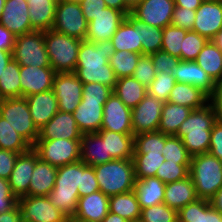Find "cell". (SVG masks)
Segmentation results:
<instances>
[{"label":"cell","mask_w":222,"mask_h":222,"mask_svg":"<svg viewBox=\"0 0 222 222\" xmlns=\"http://www.w3.org/2000/svg\"><path fill=\"white\" fill-rule=\"evenodd\" d=\"M219 119L217 107L212 103L190 112L175 136L180 138L191 156L209 153L213 125Z\"/></svg>","instance_id":"1"},{"label":"cell","mask_w":222,"mask_h":222,"mask_svg":"<svg viewBox=\"0 0 222 222\" xmlns=\"http://www.w3.org/2000/svg\"><path fill=\"white\" fill-rule=\"evenodd\" d=\"M83 162L57 167L55 185L47 196L50 202L61 210L68 219L74 217L79 200L78 188H81Z\"/></svg>","instance_id":"2"},{"label":"cell","mask_w":222,"mask_h":222,"mask_svg":"<svg viewBox=\"0 0 222 222\" xmlns=\"http://www.w3.org/2000/svg\"><path fill=\"white\" fill-rule=\"evenodd\" d=\"M100 191L111 196L134 190L135 171L133 160L114 159L93 166Z\"/></svg>","instance_id":"3"},{"label":"cell","mask_w":222,"mask_h":222,"mask_svg":"<svg viewBox=\"0 0 222 222\" xmlns=\"http://www.w3.org/2000/svg\"><path fill=\"white\" fill-rule=\"evenodd\" d=\"M189 169L198 198L209 200L222 187V161L210 153L192 156Z\"/></svg>","instance_id":"4"},{"label":"cell","mask_w":222,"mask_h":222,"mask_svg":"<svg viewBox=\"0 0 222 222\" xmlns=\"http://www.w3.org/2000/svg\"><path fill=\"white\" fill-rule=\"evenodd\" d=\"M44 40L50 65L55 72H74L82 40L52 29L44 31Z\"/></svg>","instance_id":"5"},{"label":"cell","mask_w":222,"mask_h":222,"mask_svg":"<svg viewBox=\"0 0 222 222\" xmlns=\"http://www.w3.org/2000/svg\"><path fill=\"white\" fill-rule=\"evenodd\" d=\"M0 116L31 146L39 138V130L33 122L25 97L1 99Z\"/></svg>","instance_id":"6"},{"label":"cell","mask_w":222,"mask_h":222,"mask_svg":"<svg viewBox=\"0 0 222 222\" xmlns=\"http://www.w3.org/2000/svg\"><path fill=\"white\" fill-rule=\"evenodd\" d=\"M12 58L20 66L51 67L45 47L44 31H33L17 36Z\"/></svg>","instance_id":"7"},{"label":"cell","mask_w":222,"mask_h":222,"mask_svg":"<svg viewBox=\"0 0 222 222\" xmlns=\"http://www.w3.org/2000/svg\"><path fill=\"white\" fill-rule=\"evenodd\" d=\"M32 149L40 160L55 167L80 161V140H37Z\"/></svg>","instance_id":"8"},{"label":"cell","mask_w":222,"mask_h":222,"mask_svg":"<svg viewBox=\"0 0 222 222\" xmlns=\"http://www.w3.org/2000/svg\"><path fill=\"white\" fill-rule=\"evenodd\" d=\"M87 29L88 21L84 17L80 2L58 0L52 30L85 40Z\"/></svg>","instance_id":"9"},{"label":"cell","mask_w":222,"mask_h":222,"mask_svg":"<svg viewBox=\"0 0 222 222\" xmlns=\"http://www.w3.org/2000/svg\"><path fill=\"white\" fill-rule=\"evenodd\" d=\"M23 222H69L47 196H23L18 199Z\"/></svg>","instance_id":"10"},{"label":"cell","mask_w":222,"mask_h":222,"mask_svg":"<svg viewBox=\"0 0 222 222\" xmlns=\"http://www.w3.org/2000/svg\"><path fill=\"white\" fill-rule=\"evenodd\" d=\"M52 90L58 100L59 111L73 113L81 102L83 83L74 72L56 73Z\"/></svg>","instance_id":"11"},{"label":"cell","mask_w":222,"mask_h":222,"mask_svg":"<svg viewBox=\"0 0 222 222\" xmlns=\"http://www.w3.org/2000/svg\"><path fill=\"white\" fill-rule=\"evenodd\" d=\"M174 8V0H142L130 15L141 23L163 29L171 24Z\"/></svg>","instance_id":"12"},{"label":"cell","mask_w":222,"mask_h":222,"mask_svg":"<svg viewBox=\"0 0 222 222\" xmlns=\"http://www.w3.org/2000/svg\"><path fill=\"white\" fill-rule=\"evenodd\" d=\"M163 104L164 102L154 96L148 93L145 95L131 112L133 135L158 131Z\"/></svg>","instance_id":"13"},{"label":"cell","mask_w":222,"mask_h":222,"mask_svg":"<svg viewBox=\"0 0 222 222\" xmlns=\"http://www.w3.org/2000/svg\"><path fill=\"white\" fill-rule=\"evenodd\" d=\"M131 112L132 109L127 107L120 98L112 92L103 107V118L100 130L133 133Z\"/></svg>","instance_id":"14"},{"label":"cell","mask_w":222,"mask_h":222,"mask_svg":"<svg viewBox=\"0 0 222 222\" xmlns=\"http://www.w3.org/2000/svg\"><path fill=\"white\" fill-rule=\"evenodd\" d=\"M127 16L114 8L106 7L88 22L86 41H110L118 27Z\"/></svg>","instance_id":"15"},{"label":"cell","mask_w":222,"mask_h":222,"mask_svg":"<svg viewBox=\"0 0 222 222\" xmlns=\"http://www.w3.org/2000/svg\"><path fill=\"white\" fill-rule=\"evenodd\" d=\"M222 29V1H204L197 9L194 32L213 40Z\"/></svg>","instance_id":"16"},{"label":"cell","mask_w":222,"mask_h":222,"mask_svg":"<svg viewBox=\"0 0 222 222\" xmlns=\"http://www.w3.org/2000/svg\"><path fill=\"white\" fill-rule=\"evenodd\" d=\"M55 74L52 67L20 66L21 97L52 90Z\"/></svg>","instance_id":"17"},{"label":"cell","mask_w":222,"mask_h":222,"mask_svg":"<svg viewBox=\"0 0 222 222\" xmlns=\"http://www.w3.org/2000/svg\"><path fill=\"white\" fill-rule=\"evenodd\" d=\"M27 0H6L0 17V24L16 37L35 31L30 22Z\"/></svg>","instance_id":"18"},{"label":"cell","mask_w":222,"mask_h":222,"mask_svg":"<svg viewBox=\"0 0 222 222\" xmlns=\"http://www.w3.org/2000/svg\"><path fill=\"white\" fill-rule=\"evenodd\" d=\"M82 132L78 129L72 113L58 111L39 130L37 140L70 139L81 140Z\"/></svg>","instance_id":"19"},{"label":"cell","mask_w":222,"mask_h":222,"mask_svg":"<svg viewBox=\"0 0 222 222\" xmlns=\"http://www.w3.org/2000/svg\"><path fill=\"white\" fill-rule=\"evenodd\" d=\"M34 167L35 151L32 148L18 155L8 179L11 192L17 199L28 194Z\"/></svg>","instance_id":"20"},{"label":"cell","mask_w":222,"mask_h":222,"mask_svg":"<svg viewBox=\"0 0 222 222\" xmlns=\"http://www.w3.org/2000/svg\"><path fill=\"white\" fill-rule=\"evenodd\" d=\"M33 122L40 130L59 111L58 100L53 90L25 97Z\"/></svg>","instance_id":"21"},{"label":"cell","mask_w":222,"mask_h":222,"mask_svg":"<svg viewBox=\"0 0 222 222\" xmlns=\"http://www.w3.org/2000/svg\"><path fill=\"white\" fill-rule=\"evenodd\" d=\"M115 52L110 41L90 42L82 40L80 43L76 67H94L107 64Z\"/></svg>","instance_id":"22"},{"label":"cell","mask_w":222,"mask_h":222,"mask_svg":"<svg viewBox=\"0 0 222 222\" xmlns=\"http://www.w3.org/2000/svg\"><path fill=\"white\" fill-rule=\"evenodd\" d=\"M176 82L191 84L202 89L210 97L215 91V82L195 61H179L174 69Z\"/></svg>","instance_id":"23"},{"label":"cell","mask_w":222,"mask_h":222,"mask_svg":"<svg viewBox=\"0 0 222 222\" xmlns=\"http://www.w3.org/2000/svg\"><path fill=\"white\" fill-rule=\"evenodd\" d=\"M108 213L109 196L99 190L79 198L74 217L71 219L101 222Z\"/></svg>","instance_id":"24"},{"label":"cell","mask_w":222,"mask_h":222,"mask_svg":"<svg viewBox=\"0 0 222 222\" xmlns=\"http://www.w3.org/2000/svg\"><path fill=\"white\" fill-rule=\"evenodd\" d=\"M80 160L88 166H95L114 160L107 156L106 140L97 133H82Z\"/></svg>","instance_id":"25"},{"label":"cell","mask_w":222,"mask_h":222,"mask_svg":"<svg viewBox=\"0 0 222 222\" xmlns=\"http://www.w3.org/2000/svg\"><path fill=\"white\" fill-rule=\"evenodd\" d=\"M57 167L38 158L35 152V167L26 196H48L55 185Z\"/></svg>","instance_id":"26"},{"label":"cell","mask_w":222,"mask_h":222,"mask_svg":"<svg viewBox=\"0 0 222 222\" xmlns=\"http://www.w3.org/2000/svg\"><path fill=\"white\" fill-rule=\"evenodd\" d=\"M197 199L196 189L190 175L182 180L167 183L165 186L163 203L177 211Z\"/></svg>","instance_id":"27"},{"label":"cell","mask_w":222,"mask_h":222,"mask_svg":"<svg viewBox=\"0 0 222 222\" xmlns=\"http://www.w3.org/2000/svg\"><path fill=\"white\" fill-rule=\"evenodd\" d=\"M105 102L81 101L72 113L82 133L98 132L101 129Z\"/></svg>","instance_id":"28"},{"label":"cell","mask_w":222,"mask_h":222,"mask_svg":"<svg viewBox=\"0 0 222 222\" xmlns=\"http://www.w3.org/2000/svg\"><path fill=\"white\" fill-rule=\"evenodd\" d=\"M167 102L195 110L210 103L211 97L198 87L191 84L176 82Z\"/></svg>","instance_id":"29"},{"label":"cell","mask_w":222,"mask_h":222,"mask_svg":"<svg viewBox=\"0 0 222 222\" xmlns=\"http://www.w3.org/2000/svg\"><path fill=\"white\" fill-rule=\"evenodd\" d=\"M97 133L106 140L107 156L113 159L132 160L135 147L133 133H118L110 130H100Z\"/></svg>","instance_id":"30"},{"label":"cell","mask_w":222,"mask_h":222,"mask_svg":"<svg viewBox=\"0 0 222 222\" xmlns=\"http://www.w3.org/2000/svg\"><path fill=\"white\" fill-rule=\"evenodd\" d=\"M166 184L157 177L136 180L134 191L141 209L163 203Z\"/></svg>","instance_id":"31"},{"label":"cell","mask_w":222,"mask_h":222,"mask_svg":"<svg viewBox=\"0 0 222 222\" xmlns=\"http://www.w3.org/2000/svg\"><path fill=\"white\" fill-rule=\"evenodd\" d=\"M111 42L115 51H128L142 54L141 30L126 17L116 33L112 36Z\"/></svg>","instance_id":"32"},{"label":"cell","mask_w":222,"mask_h":222,"mask_svg":"<svg viewBox=\"0 0 222 222\" xmlns=\"http://www.w3.org/2000/svg\"><path fill=\"white\" fill-rule=\"evenodd\" d=\"M31 26L35 31L51 30L58 0H27Z\"/></svg>","instance_id":"33"},{"label":"cell","mask_w":222,"mask_h":222,"mask_svg":"<svg viewBox=\"0 0 222 222\" xmlns=\"http://www.w3.org/2000/svg\"><path fill=\"white\" fill-rule=\"evenodd\" d=\"M178 222H220L222 214L209 200L198 198L177 211Z\"/></svg>","instance_id":"34"},{"label":"cell","mask_w":222,"mask_h":222,"mask_svg":"<svg viewBox=\"0 0 222 222\" xmlns=\"http://www.w3.org/2000/svg\"><path fill=\"white\" fill-rule=\"evenodd\" d=\"M109 212L119 215L128 222L139 221L141 208L135 191L109 196Z\"/></svg>","instance_id":"35"},{"label":"cell","mask_w":222,"mask_h":222,"mask_svg":"<svg viewBox=\"0 0 222 222\" xmlns=\"http://www.w3.org/2000/svg\"><path fill=\"white\" fill-rule=\"evenodd\" d=\"M195 62L215 83L222 80V51L212 40L207 41Z\"/></svg>","instance_id":"36"},{"label":"cell","mask_w":222,"mask_h":222,"mask_svg":"<svg viewBox=\"0 0 222 222\" xmlns=\"http://www.w3.org/2000/svg\"><path fill=\"white\" fill-rule=\"evenodd\" d=\"M113 92L130 109L135 108L147 94V88L132 76L117 79Z\"/></svg>","instance_id":"37"},{"label":"cell","mask_w":222,"mask_h":222,"mask_svg":"<svg viewBox=\"0 0 222 222\" xmlns=\"http://www.w3.org/2000/svg\"><path fill=\"white\" fill-rule=\"evenodd\" d=\"M192 109L170 102L163 104L158 131L167 135H175L180 125L187 119Z\"/></svg>","instance_id":"38"},{"label":"cell","mask_w":222,"mask_h":222,"mask_svg":"<svg viewBox=\"0 0 222 222\" xmlns=\"http://www.w3.org/2000/svg\"><path fill=\"white\" fill-rule=\"evenodd\" d=\"M74 73L83 84L97 82L114 89L117 81L109 62L103 66L76 67Z\"/></svg>","instance_id":"39"},{"label":"cell","mask_w":222,"mask_h":222,"mask_svg":"<svg viewBox=\"0 0 222 222\" xmlns=\"http://www.w3.org/2000/svg\"><path fill=\"white\" fill-rule=\"evenodd\" d=\"M21 97L20 65L13 58L0 77V100Z\"/></svg>","instance_id":"40"},{"label":"cell","mask_w":222,"mask_h":222,"mask_svg":"<svg viewBox=\"0 0 222 222\" xmlns=\"http://www.w3.org/2000/svg\"><path fill=\"white\" fill-rule=\"evenodd\" d=\"M136 180L146 177H156L158 168L165 161L162 153H134L132 157Z\"/></svg>","instance_id":"41"},{"label":"cell","mask_w":222,"mask_h":222,"mask_svg":"<svg viewBox=\"0 0 222 222\" xmlns=\"http://www.w3.org/2000/svg\"><path fill=\"white\" fill-rule=\"evenodd\" d=\"M32 146L0 116V149L10 150L18 154L29 151Z\"/></svg>","instance_id":"42"},{"label":"cell","mask_w":222,"mask_h":222,"mask_svg":"<svg viewBox=\"0 0 222 222\" xmlns=\"http://www.w3.org/2000/svg\"><path fill=\"white\" fill-rule=\"evenodd\" d=\"M127 17L141 30L142 55H151L157 51H161L163 29L141 23L131 15Z\"/></svg>","instance_id":"43"},{"label":"cell","mask_w":222,"mask_h":222,"mask_svg":"<svg viewBox=\"0 0 222 222\" xmlns=\"http://www.w3.org/2000/svg\"><path fill=\"white\" fill-rule=\"evenodd\" d=\"M142 54L128 52V51H115L110 57L109 63L112 67L117 79L121 77L132 76L137 66L138 60Z\"/></svg>","instance_id":"44"},{"label":"cell","mask_w":222,"mask_h":222,"mask_svg":"<svg viewBox=\"0 0 222 222\" xmlns=\"http://www.w3.org/2000/svg\"><path fill=\"white\" fill-rule=\"evenodd\" d=\"M134 146V153H162L165 147V134L153 131L134 135Z\"/></svg>","instance_id":"45"},{"label":"cell","mask_w":222,"mask_h":222,"mask_svg":"<svg viewBox=\"0 0 222 222\" xmlns=\"http://www.w3.org/2000/svg\"><path fill=\"white\" fill-rule=\"evenodd\" d=\"M187 30L172 24L163 28L161 50L181 60V48Z\"/></svg>","instance_id":"46"},{"label":"cell","mask_w":222,"mask_h":222,"mask_svg":"<svg viewBox=\"0 0 222 222\" xmlns=\"http://www.w3.org/2000/svg\"><path fill=\"white\" fill-rule=\"evenodd\" d=\"M162 151L165 160L176 162L178 164H190L191 155L180 138L175 135L165 134V147Z\"/></svg>","instance_id":"47"},{"label":"cell","mask_w":222,"mask_h":222,"mask_svg":"<svg viewBox=\"0 0 222 222\" xmlns=\"http://www.w3.org/2000/svg\"><path fill=\"white\" fill-rule=\"evenodd\" d=\"M140 222H178L177 210L165 203L141 209Z\"/></svg>","instance_id":"48"},{"label":"cell","mask_w":222,"mask_h":222,"mask_svg":"<svg viewBox=\"0 0 222 222\" xmlns=\"http://www.w3.org/2000/svg\"><path fill=\"white\" fill-rule=\"evenodd\" d=\"M190 164H178L165 160L158 168L156 177L165 184L182 180L189 176Z\"/></svg>","instance_id":"49"},{"label":"cell","mask_w":222,"mask_h":222,"mask_svg":"<svg viewBox=\"0 0 222 222\" xmlns=\"http://www.w3.org/2000/svg\"><path fill=\"white\" fill-rule=\"evenodd\" d=\"M175 84L176 80L174 75L161 72L156 74L155 79L147 88V93L166 103Z\"/></svg>","instance_id":"50"},{"label":"cell","mask_w":222,"mask_h":222,"mask_svg":"<svg viewBox=\"0 0 222 222\" xmlns=\"http://www.w3.org/2000/svg\"><path fill=\"white\" fill-rule=\"evenodd\" d=\"M207 41L197 32L187 31L181 48V61H195Z\"/></svg>","instance_id":"51"},{"label":"cell","mask_w":222,"mask_h":222,"mask_svg":"<svg viewBox=\"0 0 222 222\" xmlns=\"http://www.w3.org/2000/svg\"><path fill=\"white\" fill-rule=\"evenodd\" d=\"M132 77L135 78L139 83L144 85L146 88L150 86V84L156 77V73L150 55L140 56L137 66L135 67V71L132 74Z\"/></svg>","instance_id":"52"},{"label":"cell","mask_w":222,"mask_h":222,"mask_svg":"<svg viewBox=\"0 0 222 222\" xmlns=\"http://www.w3.org/2000/svg\"><path fill=\"white\" fill-rule=\"evenodd\" d=\"M113 89L102 83L92 82L83 84L81 101L106 102Z\"/></svg>","instance_id":"53"},{"label":"cell","mask_w":222,"mask_h":222,"mask_svg":"<svg viewBox=\"0 0 222 222\" xmlns=\"http://www.w3.org/2000/svg\"><path fill=\"white\" fill-rule=\"evenodd\" d=\"M150 56L156 74H159L161 72H167L170 75H174V69L177 67V64L180 61L179 58L172 56L162 50L157 51L151 54Z\"/></svg>","instance_id":"54"},{"label":"cell","mask_w":222,"mask_h":222,"mask_svg":"<svg viewBox=\"0 0 222 222\" xmlns=\"http://www.w3.org/2000/svg\"><path fill=\"white\" fill-rule=\"evenodd\" d=\"M196 10L175 6L171 24L187 31L193 30Z\"/></svg>","instance_id":"55"},{"label":"cell","mask_w":222,"mask_h":222,"mask_svg":"<svg viewBox=\"0 0 222 222\" xmlns=\"http://www.w3.org/2000/svg\"><path fill=\"white\" fill-rule=\"evenodd\" d=\"M98 181L95 176L93 166H88L83 162V175L81 188H78L79 198L99 191Z\"/></svg>","instance_id":"56"},{"label":"cell","mask_w":222,"mask_h":222,"mask_svg":"<svg viewBox=\"0 0 222 222\" xmlns=\"http://www.w3.org/2000/svg\"><path fill=\"white\" fill-rule=\"evenodd\" d=\"M18 199L12 194L8 180L0 178V213L13 209Z\"/></svg>","instance_id":"57"},{"label":"cell","mask_w":222,"mask_h":222,"mask_svg":"<svg viewBox=\"0 0 222 222\" xmlns=\"http://www.w3.org/2000/svg\"><path fill=\"white\" fill-rule=\"evenodd\" d=\"M209 153L222 161V119L220 118L211 130Z\"/></svg>","instance_id":"58"},{"label":"cell","mask_w":222,"mask_h":222,"mask_svg":"<svg viewBox=\"0 0 222 222\" xmlns=\"http://www.w3.org/2000/svg\"><path fill=\"white\" fill-rule=\"evenodd\" d=\"M18 155L16 152L0 149V178L9 179Z\"/></svg>","instance_id":"59"},{"label":"cell","mask_w":222,"mask_h":222,"mask_svg":"<svg viewBox=\"0 0 222 222\" xmlns=\"http://www.w3.org/2000/svg\"><path fill=\"white\" fill-rule=\"evenodd\" d=\"M80 5L85 19L90 22L107 7L104 0H80Z\"/></svg>","instance_id":"60"},{"label":"cell","mask_w":222,"mask_h":222,"mask_svg":"<svg viewBox=\"0 0 222 222\" xmlns=\"http://www.w3.org/2000/svg\"><path fill=\"white\" fill-rule=\"evenodd\" d=\"M16 36L0 24V50L13 52Z\"/></svg>","instance_id":"61"},{"label":"cell","mask_w":222,"mask_h":222,"mask_svg":"<svg viewBox=\"0 0 222 222\" xmlns=\"http://www.w3.org/2000/svg\"><path fill=\"white\" fill-rule=\"evenodd\" d=\"M21 211L17 204L13 209L0 213V222H21Z\"/></svg>","instance_id":"62"},{"label":"cell","mask_w":222,"mask_h":222,"mask_svg":"<svg viewBox=\"0 0 222 222\" xmlns=\"http://www.w3.org/2000/svg\"><path fill=\"white\" fill-rule=\"evenodd\" d=\"M211 102L217 107L219 118L222 119V80L216 82Z\"/></svg>","instance_id":"63"},{"label":"cell","mask_w":222,"mask_h":222,"mask_svg":"<svg viewBox=\"0 0 222 222\" xmlns=\"http://www.w3.org/2000/svg\"><path fill=\"white\" fill-rule=\"evenodd\" d=\"M107 7L122 11L126 16L131 14V9L125 4V0H104Z\"/></svg>","instance_id":"64"},{"label":"cell","mask_w":222,"mask_h":222,"mask_svg":"<svg viewBox=\"0 0 222 222\" xmlns=\"http://www.w3.org/2000/svg\"><path fill=\"white\" fill-rule=\"evenodd\" d=\"M175 6L196 10L204 0H174Z\"/></svg>","instance_id":"65"},{"label":"cell","mask_w":222,"mask_h":222,"mask_svg":"<svg viewBox=\"0 0 222 222\" xmlns=\"http://www.w3.org/2000/svg\"><path fill=\"white\" fill-rule=\"evenodd\" d=\"M210 205L222 214V187L209 199Z\"/></svg>","instance_id":"66"},{"label":"cell","mask_w":222,"mask_h":222,"mask_svg":"<svg viewBox=\"0 0 222 222\" xmlns=\"http://www.w3.org/2000/svg\"><path fill=\"white\" fill-rule=\"evenodd\" d=\"M12 59V52L0 50V77L2 76L4 69Z\"/></svg>","instance_id":"67"},{"label":"cell","mask_w":222,"mask_h":222,"mask_svg":"<svg viewBox=\"0 0 222 222\" xmlns=\"http://www.w3.org/2000/svg\"><path fill=\"white\" fill-rule=\"evenodd\" d=\"M101 222H128L117 214L109 212Z\"/></svg>","instance_id":"68"},{"label":"cell","mask_w":222,"mask_h":222,"mask_svg":"<svg viewBox=\"0 0 222 222\" xmlns=\"http://www.w3.org/2000/svg\"><path fill=\"white\" fill-rule=\"evenodd\" d=\"M218 48L222 51V29L217 33V35L212 40Z\"/></svg>","instance_id":"69"},{"label":"cell","mask_w":222,"mask_h":222,"mask_svg":"<svg viewBox=\"0 0 222 222\" xmlns=\"http://www.w3.org/2000/svg\"><path fill=\"white\" fill-rule=\"evenodd\" d=\"M142 0H125V4L132 10Z\"/></svg>","instance_id":"70"},{"label":"cell","mask_w":222,"mask_h":222,"mask_svg":"<svg viewBox=\"0 0 222 222\" xmlns=\"http://www.w3.org/2000/svg\"><path fill=\"white\" fill-rule=\"evenodd\" d=\"M69 222H95V221L82 220V219H69Z\"/></svg>","instance_id":"71"},{"label":"cell","mask_w":222,"mask_h":222,"mask_svg":"<svg viewBox=\"0 0 222 222\" xmlns=\"http://www.w3.org/2000/svg\"><path fill=\"white\" fill-rule=\"evenodd\" d=\"M5 1H6V0H0V17H1V14H2V11H3V8H4V5H5Z\"/></svg>","instance_id":"72"},{"label":"cell","mask_w":222,"mask_h":222,"mask_svg":"<svg viewBox=\"0 0 222 222\" xmlns=\"http://www.w3.org/2000/svg\"><path fill=\"white\" fill-rule=\"evenodd\" d=\"M204 1H209V0H204ZM210 1H222V0H210Z\"/></svg>","instance_id":"73"}]
</instances>
